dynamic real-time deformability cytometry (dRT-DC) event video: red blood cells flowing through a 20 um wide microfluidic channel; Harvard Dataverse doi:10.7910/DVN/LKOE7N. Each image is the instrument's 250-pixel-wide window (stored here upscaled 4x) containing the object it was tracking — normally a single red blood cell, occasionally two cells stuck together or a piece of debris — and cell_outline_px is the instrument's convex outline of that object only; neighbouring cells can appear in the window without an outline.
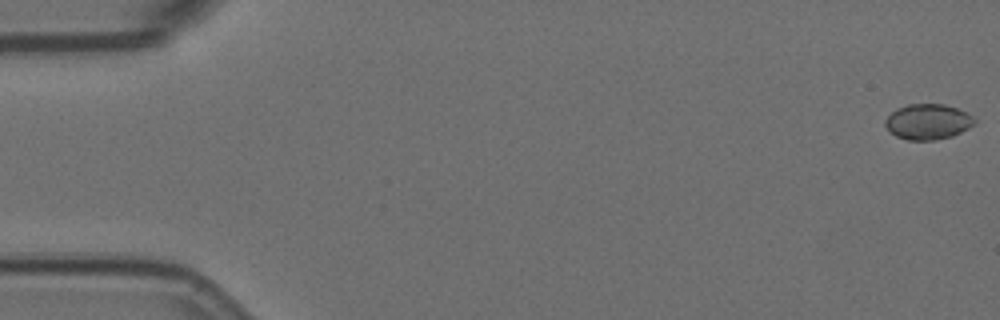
{"species": "Egyptian fruit bat (a non-hibernating species)", "species_latin": "Rousettus aegyptiacus", "temperature_condition": "room temperature", "stored_images_in_passage": 10, "camera_frame_rate_fps": 3000, "um_per_image_px": 0.085, "animal": {"sex": "female"}, "frame": {"image": 1, "passage_image": 1, "time_ms": 0.0, "image_size_px": [1000, 320], "cell_outline_px": [[976, 124], [952, 136], [936, 140], [908, 140], [896, 136], [884, 124], [884, 120], [896, 108], [908, 104], [944, 104], [956, 108], [972, 116], [976, 120]], "centroid_in_image_um": [78.87, 10.35], "position_along_channel_um": 6.1, "area_um2": 18.38}}
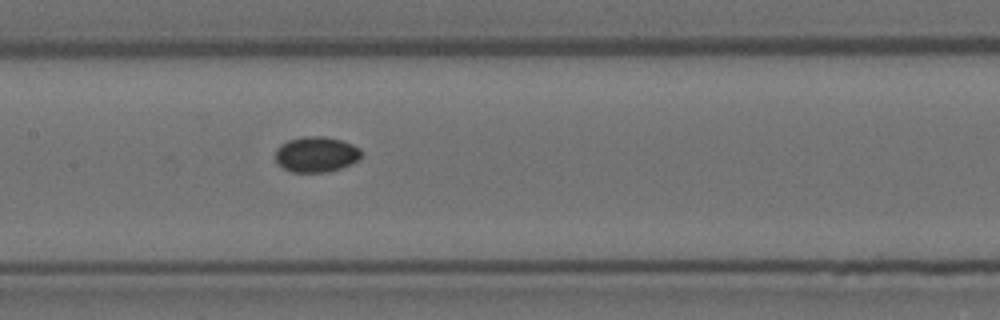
{"frame": {"image": 2, "passage_image": 9, "time_ms": 2.667, "image_size_px": [1000, 320], "cell_outline_px": [[364, 156], [360, 160], [352, 164], [328, 172], [292, 172], [284, 168], [276, 160], [276, 148], [280, 144], [288, 140], [304, 136], [324, 136], [340, 140], [352, 144], [360, 148]], "centroid_in_image_um": [26.92, 13.12], "position_along_channel_um": 180.5, "area_um2": 17.98}}